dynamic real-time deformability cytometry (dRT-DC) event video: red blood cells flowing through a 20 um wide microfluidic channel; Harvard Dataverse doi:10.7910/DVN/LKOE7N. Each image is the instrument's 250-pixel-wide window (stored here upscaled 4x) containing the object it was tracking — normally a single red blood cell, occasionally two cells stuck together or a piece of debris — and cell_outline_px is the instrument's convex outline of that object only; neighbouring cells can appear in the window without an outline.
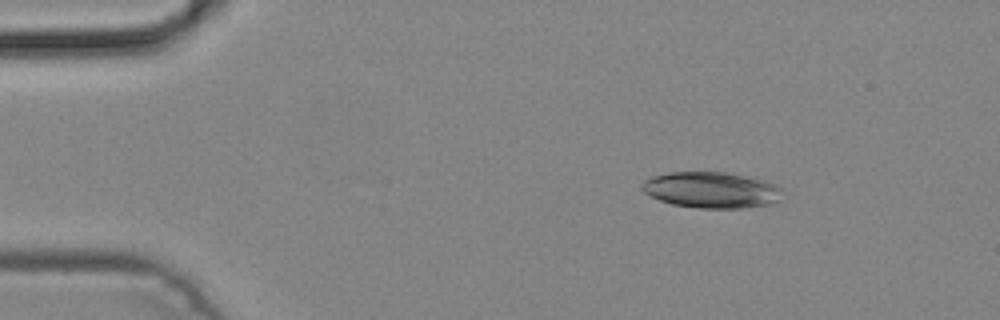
{"species": "common noctule bat (a hibernating species)", "species_latin": "Nyctalus noctula", "temperature_condition": "cold", "stored_images_in_passage": 4, "camera_frame_rate_fps": 3000, "um_per_image_px": 0.085, "animal": {"sex": "male", "body_mass_g": 19.2, "forearm_length_mm": 51.8}, "frame": {"image": 1, "passage_image": 2, "time_ms": 0.333, "image_size_px": [1000, 320], "cell_outline_px": [[784, 192], [776, 200], [768, 204], [740, 208], [700, 208], [672, 204], [660, 200], [644, 192], [640, 188], [640, 184], [644, 180], [652, 176], [668, 172], [724, 172], [764, 180], [776, 184]], "centroid_in_image_um": [60.42, 16.14], "position_along_channel_um": 24.6, "area_um2": 29.36}}
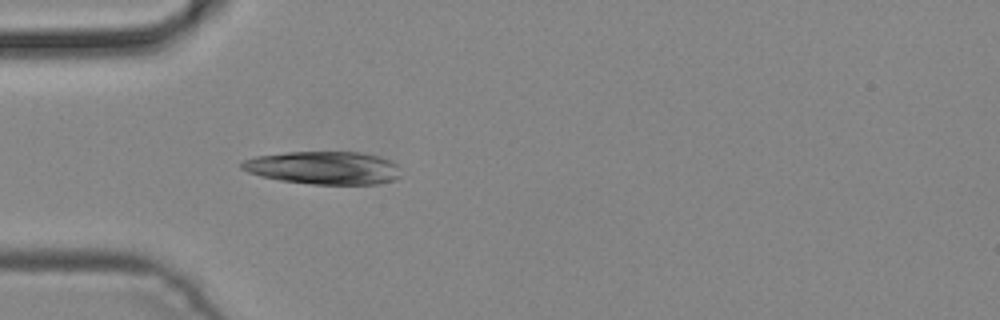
{"frame": {"image": 2, "passage_image": 4, "time_ms": 1.0, "image_size_px": [1000, 320], "cell_outline_px": [[400, 176], [396, 180], [376, 184], [312, 184], [280, 180], [260, 176], [248, 172], [240, 168], [240, 164], [244, 160], [256, 156], [284, 152], [360, 152], [380, 156], [396, 164]], "centroid_in_image_um": [27.49, 14.26], "position_along_channel_um": 57.5, "area_um2": 30.58}}